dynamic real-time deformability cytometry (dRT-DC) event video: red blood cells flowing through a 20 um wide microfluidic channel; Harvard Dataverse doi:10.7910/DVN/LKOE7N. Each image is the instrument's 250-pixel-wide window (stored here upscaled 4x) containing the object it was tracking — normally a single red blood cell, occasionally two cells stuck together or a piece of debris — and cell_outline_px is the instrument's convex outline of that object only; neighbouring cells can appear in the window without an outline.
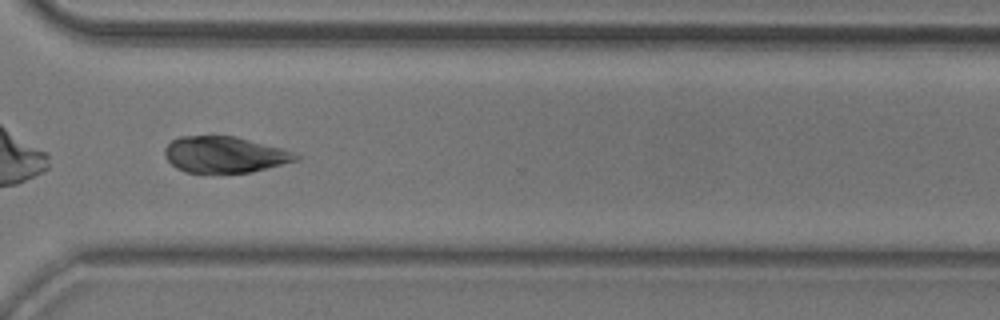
{"species": "common noctule bat (a hibernating species)", "species_latin": "Nyctalus noctula", "temperature_condition": "room temperature", "stored_images_in_passage": 38, "camera_frame_rate_fps": 3000, "um_per_image_px": 0.085, "animal": {"sex": "male", "body_mass_g": 20.5, "forearm_length_mm": 52.5}, "frame": {"image": 1, "passage_image": 27, "time_ms": 8.667, "image_size_px": [1000, 320], "cell_outline_px": [[300, 160], [252, 172], [184, 172], [176, 168], [164, 156], [164, 148], [172, 140], [180, 136], [232, 136], [296, 152], [300, 156]], "centroid_in_image_um": [19.09, 13.15], "position_along_channel_um": 351.5, "area_um2": 27.51}, "authors_computed_cell_mechanics": {"area_um2": 28.4087, "velocity_mm_per_s": 3.8714, "shape_relaxation_time_tau1_ms": 3.0869, "shape_relaxation_time_tau2_ms": 2.5817, "deformation_change_tau1": 0.1323, "deformation_change_tau2": 0.0756}}